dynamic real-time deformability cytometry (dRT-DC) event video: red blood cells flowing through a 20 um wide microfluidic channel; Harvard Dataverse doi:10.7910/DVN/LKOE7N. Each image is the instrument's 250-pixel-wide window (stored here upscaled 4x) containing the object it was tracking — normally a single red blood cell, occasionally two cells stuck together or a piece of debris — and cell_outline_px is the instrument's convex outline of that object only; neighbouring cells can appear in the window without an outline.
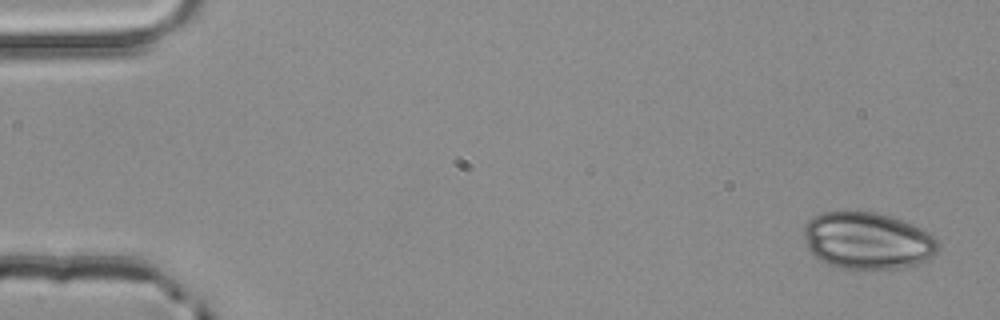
{"species": "common noctule bat (a hibernating species)", "species_latin": "Nyctalus noctula", "temperature_condition": "room temperature", "stored_images_in_passage": 3, "camera_frame_rate_fps": 3000, "um_per_image_px": 0.085, "animal": {"sex": "male", "body_mass_g": 20.4}, "frame": {"image": 1, "passage_image": 1, "time_ms": 0.0, "image_size_px": [1000, 320], "cell_outline_px": [[940, 248], [932, 256], [916, 264], [900, 268], [864, 272], [840, 268], [828, 264], [820, 260], [808, 248], [804, 236], [804, 228], [808, 220], [812, 216], [820, 212], [844, 208], [876, 212], [924, 228], [936, 236], [940, 244]], "centroid_in_image_um": [73.73, 20.45], "position_along_channel_um": 11.3, "area_um2": 46.18}}